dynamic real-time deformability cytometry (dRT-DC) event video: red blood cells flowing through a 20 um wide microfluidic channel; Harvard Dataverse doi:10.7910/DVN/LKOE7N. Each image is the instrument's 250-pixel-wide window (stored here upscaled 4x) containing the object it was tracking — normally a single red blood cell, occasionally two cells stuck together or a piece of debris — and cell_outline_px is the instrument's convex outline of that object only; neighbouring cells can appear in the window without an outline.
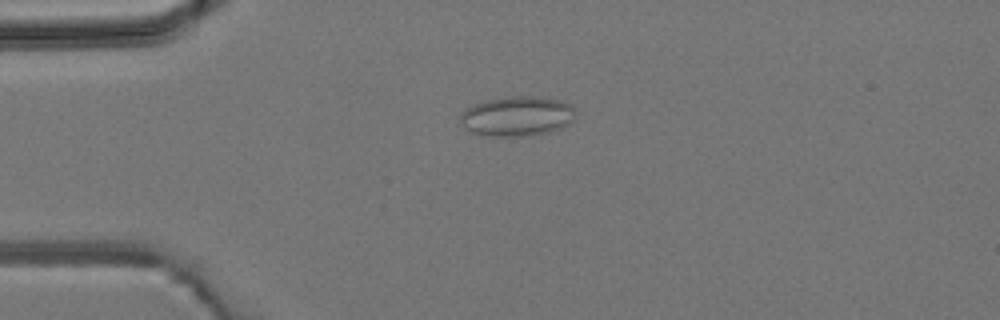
{"species": "common noctule bat (a hibernating species)", "species_latin": "Nyctalus noctula", "temperature_condition": "room temperature", "stored_images_in_passage": 3, "camera_frame_rate_fps": 3000, "um_per_image_px": 0.085, "animal": {"sex": "male", "body_mass_g": 19.2, "forearm_length_mm": 51.8}, "frame": {"image": 1, "passage_image": 3, "time_ms": 2.0, "image_size_px": [1000, 320], "cell_outline_px": [[576, 108], [572, 120], [564, 128], [548, 132], [520, 136], [496, 136], [472, 132], [464, 128], [460, 120], [460, 112], [464, 108], [488, 100], [508, 96], [532, 96], [560, 100]], "centroid_in_image_um": [43.95, 9.87], "position_along_channel_um": 41.1, "area_um2": 26.65}}